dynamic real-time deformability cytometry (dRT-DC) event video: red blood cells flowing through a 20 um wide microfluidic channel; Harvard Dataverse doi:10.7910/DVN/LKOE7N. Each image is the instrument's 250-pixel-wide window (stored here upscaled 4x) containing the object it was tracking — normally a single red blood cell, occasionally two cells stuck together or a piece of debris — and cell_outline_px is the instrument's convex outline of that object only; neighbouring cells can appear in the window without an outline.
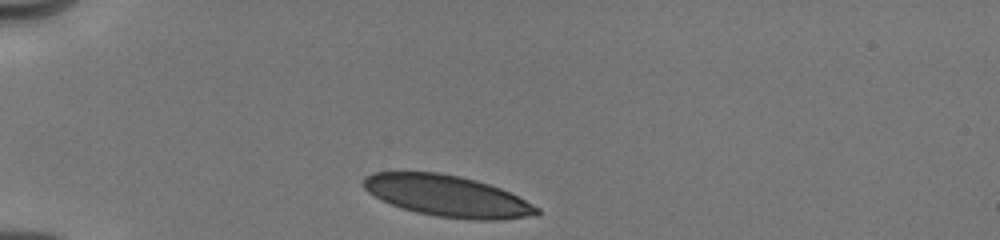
{"species": "human", "species_latin": "Homo sapiens", "temperature_condition": "cold", "stored_images_in_passage": 14, "camera_frame_rate_fps": 3000, "um_per_image_px": 0.085, "donor": {"sex": "male"}, "frame": {"image": 1, "passage_image": 1, "time_ms": 0.0, "image_size_px": [1000, 240], "cell_outline_px": [[540, 212], [536, 216], [500, 220], [476, 220], [436, 216], [416, 212], [380, 200], [368, 192], [364, 188], [364, 176], [372, 172], [440, 172], [460, 176], [476, 180], [500, 188], [540, 208]], "centroid_in_image_um": [38.02, 16.66], "position_along_channel_um": 47.0, "area_um2": 41.62}}
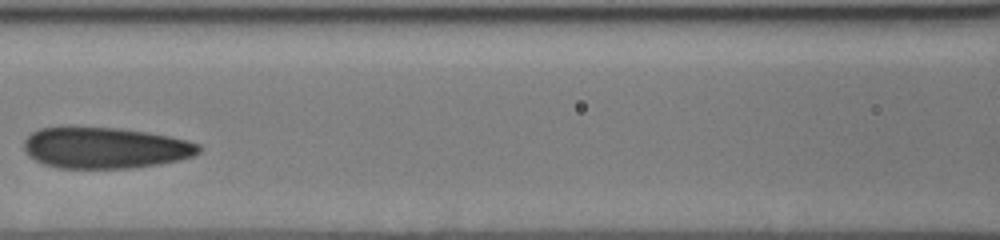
{"frame": {"image": 2, "passage_image": 7, "time_ms": 3.667, "image_size_px": [1000, 240], "cell_outline_px": [[204, 148], [200, 152], [192, 156], [180, 160], [160, 164], [132, 168], [60, 168], [44, 164], [28, 156], [24, 148], [24, 140], [32, 132], [40, 128], [120, 128], [168, 136], [188, 140], [200, 144]], "centroid_in_image_um": [8.98, 12.58], "position_along_channel_um": 157.6, "area_um2": 41.79}}
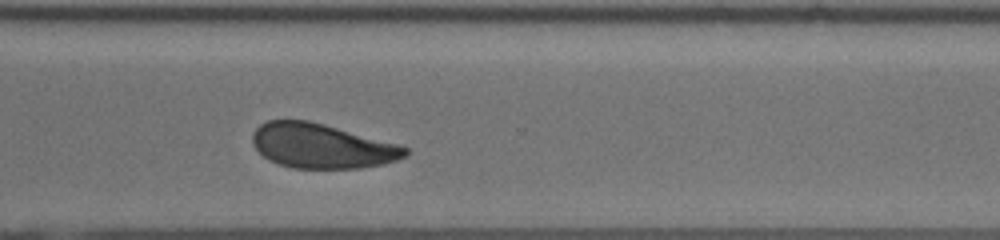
{"frame": {"image": 3, "passage_image": 14, "time_ms": 8.333, "image_size_px": [1000, 240], "cell_outline_px": [[408, 156], [384, 164], [360, 168], [292, 168], [268, 160], [256, 148], [252, 140], [252, 136], [256, 128], [260, 124], [268, 120], [308, 120], [324, 124], [400, 144], [408, 148]], "centroid_in_image_um": [27.38, 12.41], "position_along_channel_um": 343.2, "area_um2": 39.71}}